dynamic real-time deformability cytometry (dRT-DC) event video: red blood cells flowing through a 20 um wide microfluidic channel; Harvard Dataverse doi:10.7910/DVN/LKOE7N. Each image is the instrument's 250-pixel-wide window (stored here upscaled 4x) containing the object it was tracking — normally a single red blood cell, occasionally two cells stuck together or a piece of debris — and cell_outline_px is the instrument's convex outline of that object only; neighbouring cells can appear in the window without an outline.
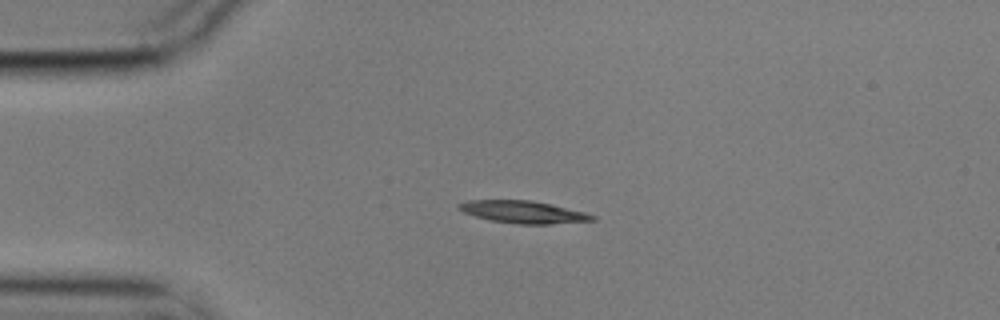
{"species": "common noctule bat (a hibernating species)", "species_latin": "Nyctalus noctula", "temperature_condition": "cold", "stored_images_in_passage": 3, "camera_frame_rate_fps": 3000, "um_per_image_px": 0.085, "animal": {"sex": "male", "body_mass_g": 17.9}, "frame": {"image": 1, "passage_image": 1, "time_ms": 0.0, "image_size_px": [1000, 320], "cell_outline_px": [[596, 220], [552, 224], [516, 224], [492, 220], [476, 216], [464, 212], [456, 208], [456, 204], [468, 200], [532, 200], [552, 204], [584, 212], [596, 216]], "centroid_in_image_um": [44.47, 18.01], "position_along_channel_um": 40.5, "area_um2": 17.4}}
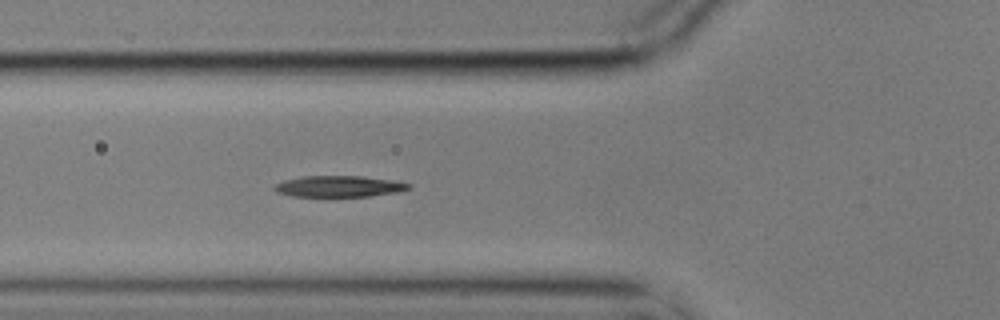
{"frame": {"image": 2, "passage_image": 3, "time_ms": 0.667, "image_size_px": [1000, 320], "cell_outline_px": [[412, 188], [400, 192], [368, 196], [292, 196], [276, 192], [272, 188], [276, 184], [284, 180], [304, 176], [360, 176], [400, 180], [412, 184]], "centroid_in_image_um": [28.9, 15.83], "position_along_channel_um": 96.9, "area_um2": 16.82}}